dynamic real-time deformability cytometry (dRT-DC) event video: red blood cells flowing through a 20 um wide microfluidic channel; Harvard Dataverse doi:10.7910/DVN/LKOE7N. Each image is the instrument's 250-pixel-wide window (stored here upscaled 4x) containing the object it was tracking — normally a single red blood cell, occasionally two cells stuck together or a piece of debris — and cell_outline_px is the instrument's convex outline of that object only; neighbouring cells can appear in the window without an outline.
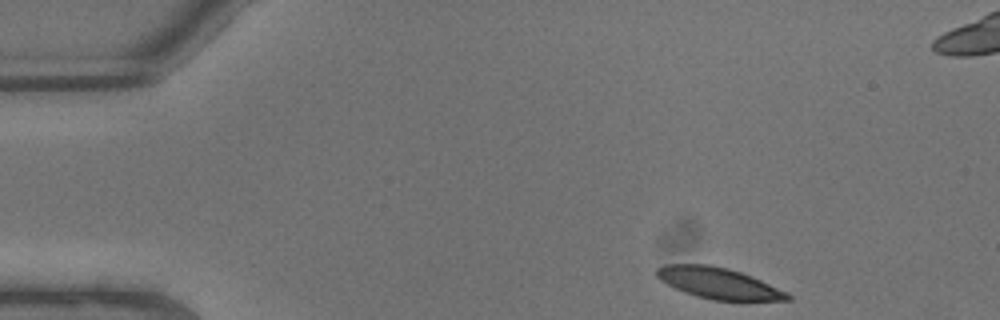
{"species": "common noctule bat (a hibernating species)", "species_latin": "Nyctalus noctula", "temperature_condition": "warm", "stored_images_in_passage": 7, "camera_frame_rate_fps": 3000, "um_per_image_px": 0.085, "animal": {"sex": "male", "body_mass_g": 13.3}, "frame": {"image": 1, "passage_image": 1, "time_ms": 0.0, "image_size_px": [1000, 320], "cell_outline_px": [[792, 300], [712, 300], [696, 296], [684, 292], [660, 280], [656, 276], [656, 268], [664, 264], [708, 264], [728, 268], [752, 276], [788, 292], [792, 296]], "centroid_in_image_um": [61.07, 24.06], "position_along_channel_um": 23.9, "area_um2": 23.7}}
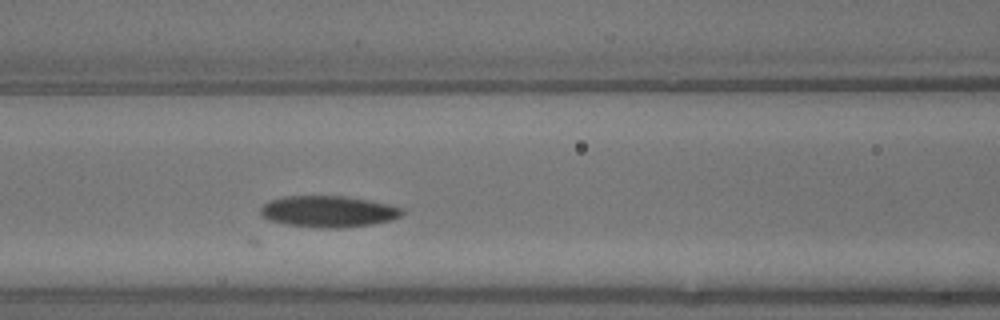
{"frame": {"image": 2, "passage_image": 7, "time_ms": 2.0, "image_size_px": [1000, 320], "cell_outline_px": [[404, 212], [400, 216], [392, 220], [372, 224], [344, 228], [320, 228], [284, 224], [268, 220], [260, 216], [260, 208], [268, 200], [284, 196], [344, 196], [368, 200], [388, 204], [404, 208]], "centroid_in_image_um": [27.88, 17.98], "position_along_channel_um": 138.7, "area_um2": 26.18}}